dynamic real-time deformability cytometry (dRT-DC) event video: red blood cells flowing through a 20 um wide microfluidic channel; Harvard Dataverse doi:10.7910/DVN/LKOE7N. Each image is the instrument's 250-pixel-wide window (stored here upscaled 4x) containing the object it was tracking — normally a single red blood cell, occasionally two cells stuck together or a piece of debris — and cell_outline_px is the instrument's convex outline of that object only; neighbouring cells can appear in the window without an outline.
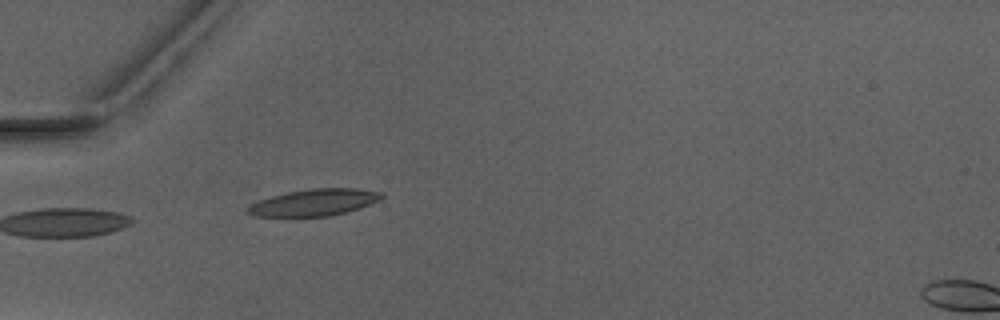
{"species": "Egyptian fruit bat (a non-hibernating species)", "species_latin": "Rousettus aegyptiacus", "temperature_condition": "warm", "stored_images_in_passage": 5, "camera_frame_rate_fps": 3000, "um_per_image_px": 0.085, "animal": {"sex": "male"}, "frame": {"image": 1, "passage_image": 5, "time_ms": 5.333, "image_size_px": [1000, 320], "cell_outline_px": [[384, 196], [380, 200], [360, 208], [348, 212], [332, 216], [256, 216], [248, 212], [244, 208], [260, 200], [272, 196], [288, 192], [312, 188], [356, 188], [380, 192]], "centroid_in_image_um": [26.74, 17.21], "position_along_channel_um": 58.3, "area_um2": 20.75}}